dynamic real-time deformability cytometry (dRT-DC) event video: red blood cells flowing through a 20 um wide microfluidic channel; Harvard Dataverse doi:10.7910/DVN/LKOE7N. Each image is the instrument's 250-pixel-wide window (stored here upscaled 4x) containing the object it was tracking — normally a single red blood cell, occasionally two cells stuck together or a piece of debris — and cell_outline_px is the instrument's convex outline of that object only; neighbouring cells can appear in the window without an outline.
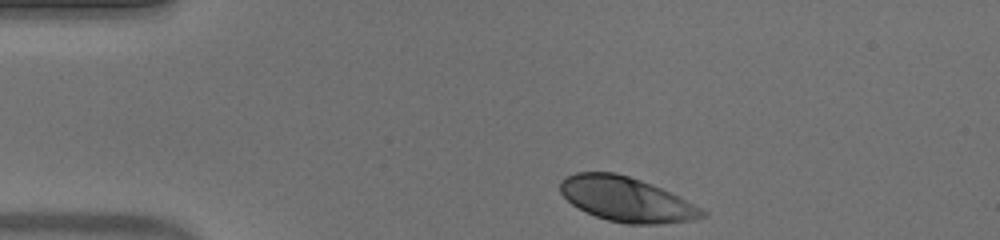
{"species": "human", "species_latin": "Homo sapiens", "temperature_condition": "warm", "stored_images_in_passage": 37, "camera_frame_rate_fps": 3000, "um_per_image_px": 0.085, "donor": {"sex": "male"}, "frame": {"image": 1, "passage_image": 1, "time_ms": 0.0, "image_size_px": [1000, 240], "cell_outline_px": [[708, 216], [692, 220], [656, 224], [628, 224], [608, 220], [596, 216], [572, 204], [560, 192], [560, 180], [564, 176], [576, 172], [616, 172], [640, 180], [680, 196], [708, 212]], "centroid_in_image_um": [53.26, 16.94], "position_along_channel_um": 31.7, "area_um2": 36.76}}
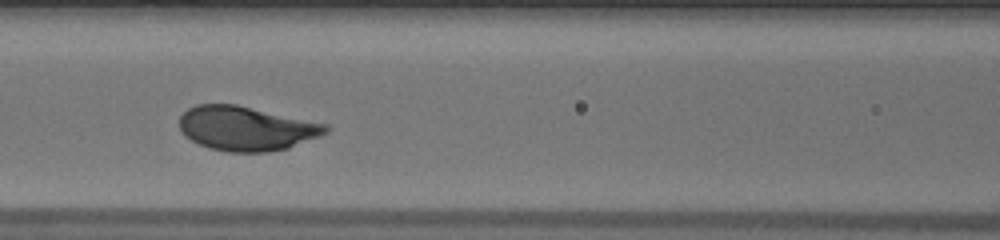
{"frame": {"image": 2, "passage_image": 14, "time_ms": 4.333, "image_size_px": [1000, 240], "cell_outline_px": [[332, 128], [328, 132], [320, 136], [288, 148], [268, 152], [228, 152], [208, 148], [184, 136], [180, 132], [180, 116], [188, 108], [196, 104], [236, 104], [328, 124]], "centroid_in_image_um": [20.94, 10.92], "position_along_channel_um": 145.7, "area_um2": 38.03}}
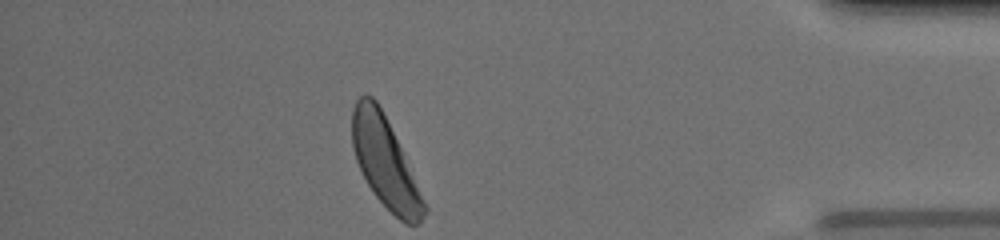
{"frame": {"image": 3, "passage_image": 37, "time_ms": 12.0, "image_size_px": [1000, 240], "cell_outline_px": [[428, 212], [416, 224], [404, 224], [376, 196], [368, 184], [356, 160], [352, 148], [352, 108], [356, 100], [360, 96], [368, 92], [376, 100], [400, 148], [428, 208]], "centroid_in_image_um": [32.7, 13.79], "position_along_channel_um": 402.5, "area_um2": 36.82}, "authors_computed_cell_mechanics": {"area_um2": 37.2232, "velocity_mm_per_s": 3.8941, "shape_relaxation_time_tau1_ms": 1.7856, "shape_relaxation_time_tau2_ms": null, "deformation_change_tau1": 0.1454, "deformation_change_tau2": null}}